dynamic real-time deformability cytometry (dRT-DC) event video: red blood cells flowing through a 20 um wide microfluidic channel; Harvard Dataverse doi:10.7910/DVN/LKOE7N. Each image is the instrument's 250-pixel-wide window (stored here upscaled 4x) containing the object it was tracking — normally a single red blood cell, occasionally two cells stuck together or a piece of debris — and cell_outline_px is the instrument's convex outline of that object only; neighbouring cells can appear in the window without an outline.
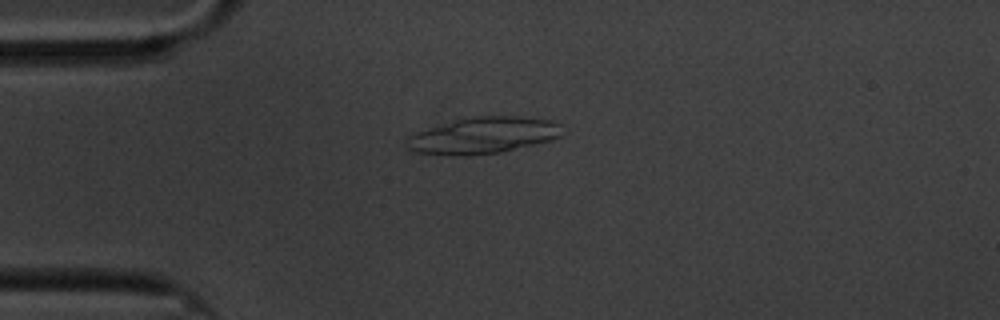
{"species": "common noctule bat (a hibernating species)", "species_latin": "Nyctalus noctula", "temperature_condition": "cold", "stored_images_in_passage": 59, "camera_frame_rate_fps": 3000, "um_per_image_px": 0.085, "animal": {"sex": "male", "body_mass_g": 20.1, "forearm_length_mm": 53.5}, "frame": {"image": 1, "passage_image": 15, "time_ms": 4.667, "image_size_px": [1000, 320], "cell_outline_px": [[560, 136], [552, 140], [500, 152], [464, 156], [460, 156], [416, 152], [408, 148], [404, 140], [404, 136], [452, 120], [472, 116], [520, 116], [552, 120], [560, 124]], "centroid_in_image_um": [41.02, 11.5], "position_along_channel_um": 44.0, "area_um2": 33.18}}
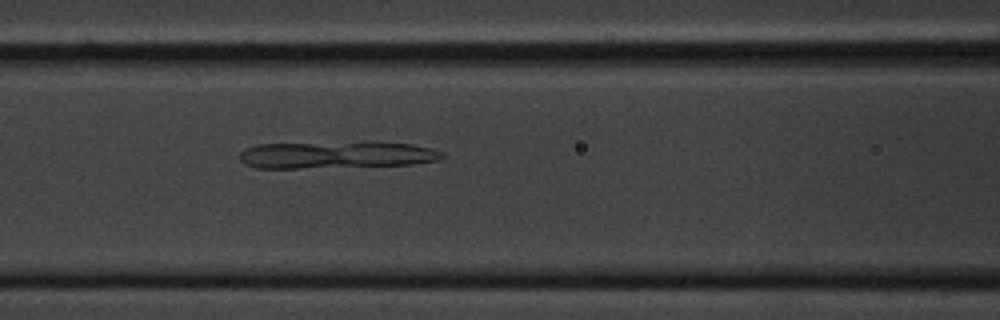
{"frame": {"image": 2, "passage_image": 25, "time_ms": 8.0, "image_size_px": [1000, 320], "cell_outline_px": [[444, 156], [440, 160], [412, 164], [300, 168], [256, 168], [244, 164], [240, 160], [240, 152], [244, 148], [256, 144], [368, 140], [376, 140], [412, 144], [444, 152]], "centroid_in_image_um": [28.58, 13.12], "position_along_channel_um": 138.0, "area_um2": 33.0}}